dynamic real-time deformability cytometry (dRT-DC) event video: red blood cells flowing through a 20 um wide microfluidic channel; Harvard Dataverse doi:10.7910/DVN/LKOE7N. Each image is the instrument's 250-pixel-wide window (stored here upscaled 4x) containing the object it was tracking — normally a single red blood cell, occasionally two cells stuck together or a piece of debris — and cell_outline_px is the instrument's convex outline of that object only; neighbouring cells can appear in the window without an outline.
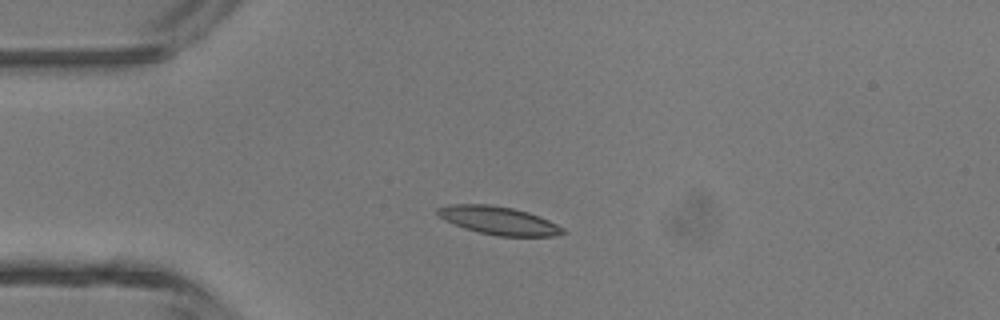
{"species": "common noctule bat (a hibernating species)", "species_latin": "Nyctalus noctula", "temperature_condition": "room temperature", "stored_images_in_passage": 35, "camera_frame_rate_fps": 3000, "um_per_image_px": 0.085, "animal": {"sex": "male", "body_mass_g": 13.3}, "frame": {"image": 1, "passage_image": 1, "time_ms": 0.0, "image_size_px": [1000, 320], "cell_outline_px": [[568, 232], [556, 236], [500, 236], [480, 232], [464, 228], [444, 220], [436, 212], [436, 208], [452, 204], [488, 204], [512, 208], [528, 212], [540, 216], [564, 228]], "centroid_in_image_um": [42.4, 18.74], "position_along_channel_um": 42.6, "area_um2": 20.46}}
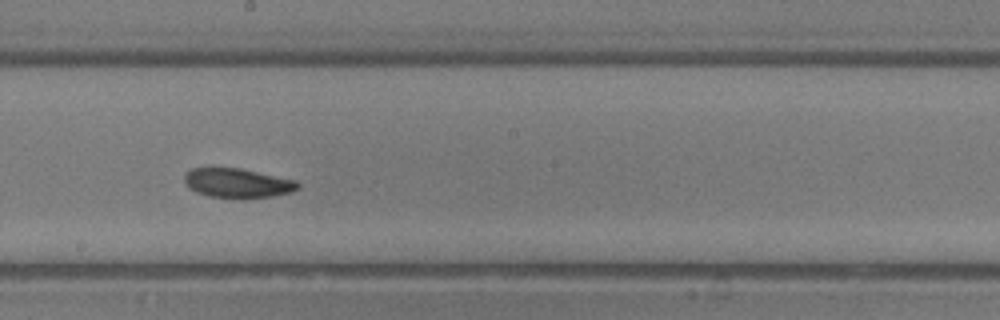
{"frame": {"image": 2, "passage_image": 15, "time_ms": 4.667, "image_size_px": [1000, 320], "cell_outline_px": [[300, 188], [292, 192], [272, 196], [244, 200], [240, 200], [208, 196], [196, 192], [188, 188], [184, 184], [184, 176], [192, 168], [212, 164], [240, 168], [296, 180], [300, 184]], "centroid_in_image_um": [20.13, 15.55], "position_along_channel_um": 228.1, "area_um2": 20.63}}
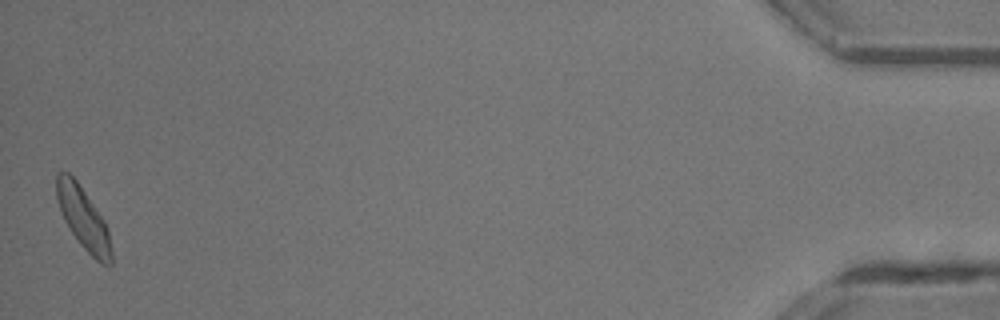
{"frame": {"image": 3, "passage_image": 35, "time_ms": 11.333, "image_size_px": [1000, 320], "cell_outline_px": [[112, 264], [100, 264], [80, 244], [64, 220], [56, 196], [56, 172], [68, 172], [76, 180], [104, 220], [108, 228], [112, 252]], "centroid_in_image_um": [7.09, 18.57], "position_along_channel_um": 428.1, "area_um2": 19.48}, "authors_computed_cell_mechanics": {"area_um2": 19.4208, "velocity_mm_per_s": 4.4808, "shape_relaxation_time_tau1_ms": 10.2097, "shape_relaxation_time_tau2_ms": 8.808, "deformation_change_tau1": 0.228, "deformation_change_tau2": 0.188}}